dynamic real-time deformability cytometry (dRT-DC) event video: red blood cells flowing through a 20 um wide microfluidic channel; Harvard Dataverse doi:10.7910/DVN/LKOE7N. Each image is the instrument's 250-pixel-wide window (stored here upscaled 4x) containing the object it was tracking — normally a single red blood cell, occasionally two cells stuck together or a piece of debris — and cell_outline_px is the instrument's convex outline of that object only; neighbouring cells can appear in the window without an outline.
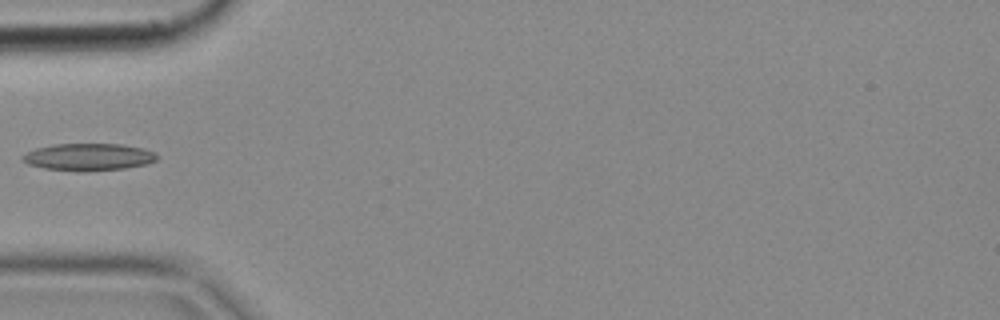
{"species": "common noctule bat (a hibernating species)", "species_latin": "Nyctalus noctula", "temperature_condition": "cold", "stored_images_in_passage": 3, "camera_frame_rate_fps": 3000, "um_per_image_px": 0.085, "animal": {"sex": "female", "body_mass_g": 18.4}, "frame": {"image": 1, "passage_image": 3, "time_ms": 0.667, "image_size_px": [1000, 320], "cell_outline_px": [[160, 156], [156, 160], [148, 164], [124, 168], [84, 172], [80, 172], [44, 168], [28, 164], [20, 156], [36, 148], [52, 144], [120, 144], [144, 148], [156, 152]], "centroid_in_image_um": [7.57, 13.34], "position_along_channel_um": 77.4, "area_um2": 21.5}}